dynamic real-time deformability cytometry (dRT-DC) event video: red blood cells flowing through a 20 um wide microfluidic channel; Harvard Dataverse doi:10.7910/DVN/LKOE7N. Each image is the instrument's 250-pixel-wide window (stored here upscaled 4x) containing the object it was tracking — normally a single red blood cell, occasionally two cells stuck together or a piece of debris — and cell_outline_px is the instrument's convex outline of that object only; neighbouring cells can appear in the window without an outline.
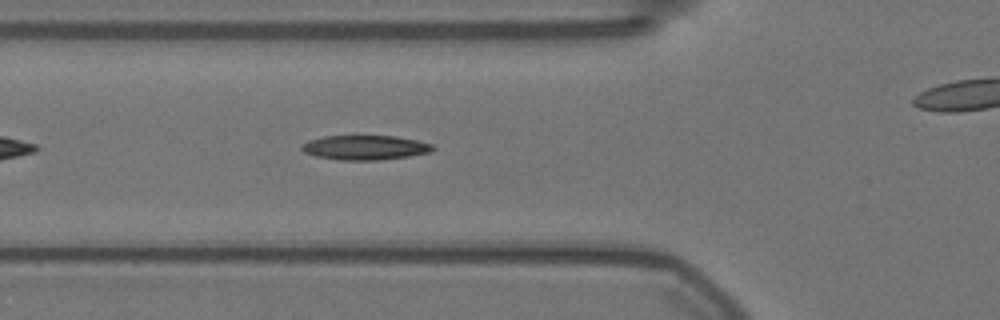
{"species": "Egyptian fruit bat (a non-hibernating species)", "species_latin": "Rousettus aegyptiacus", "temperature_condition": "warm", "stored_images_in_passage": 36, "camera_frame_rate_fps": 3000, "um_per_image_px": 0.085, "animal": {"sex": "female"}, "frame": {"image": 1, "passage_image": 7, "time_ms": 2.0, "image_size_px": [1000, 320], "cell_outline_px": [[436, 148], [432, 152], [408, 156], [380, 160], [340, 160], [316, 156], [304, 152], [300, 148], [300, 144], [308, 140], [324, 136], [396, 136], [416, 140], [432, 144]], "centroid_in_image_um": [31.02, 12.54], "position_along_channel_um": 94.8, "area_um2": 18.84}}
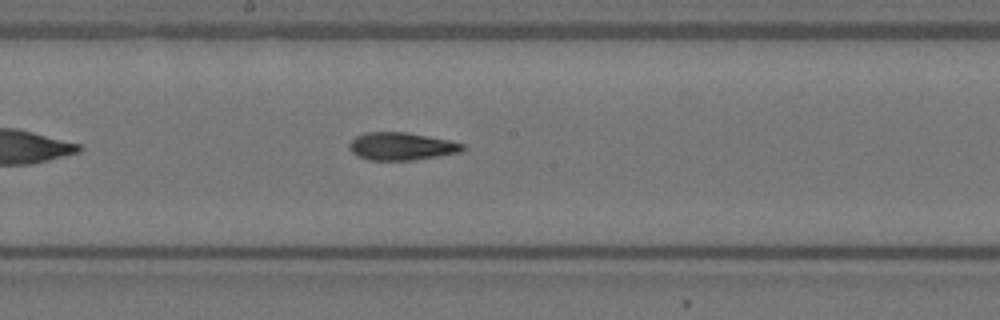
{"frame": {"image": 2, "passage_image": 17, "time_ms": 5.333, "image_size_px": [1000, 320], "cell_outline_px": [[464, 148], [460, 152], [412, 160], [368, 160], [356, 156], [348, 148], [348, 144], [356, 136], [364, 132], [408, 132], [448, 140], [464, 144]], "centroid_in_image_um": [34.06, 12.43], "position_along_channel_um": 214.1, "area_um2": 18.26}}
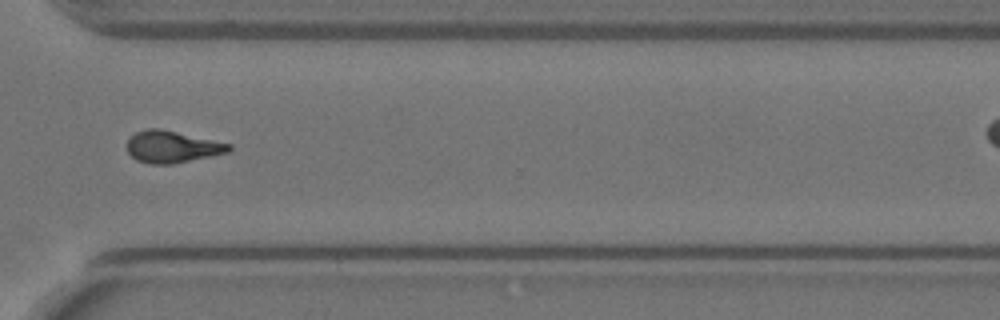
{"frame": {"image": 3, "passage_image": 29, "time_ms": 9.333, "image_size_px": [1000, 320], "cell_outline_px": [[232, 148], [228, 152], [172, 164], [148, 164], [136, 160], [128, 152], [128, 136], [136, 132], [148, 128], [160, 128], [232, 144]], "centroid_in_image_um": [14.6, 12.47], "position_along_channel_um": 356.0, "area_um2": 18.9}, "authors_computed_cell_mechanics": {"area_um2": 18.8428, "velocity_mm_per_s": 3.5639, "shape_relaxation_time_tau1_ms": null, "shape_relaxation_time_tau2_ms": 3.385, "deformation_change_tau1": null, "deformation_change_tau2": 0.1233}}